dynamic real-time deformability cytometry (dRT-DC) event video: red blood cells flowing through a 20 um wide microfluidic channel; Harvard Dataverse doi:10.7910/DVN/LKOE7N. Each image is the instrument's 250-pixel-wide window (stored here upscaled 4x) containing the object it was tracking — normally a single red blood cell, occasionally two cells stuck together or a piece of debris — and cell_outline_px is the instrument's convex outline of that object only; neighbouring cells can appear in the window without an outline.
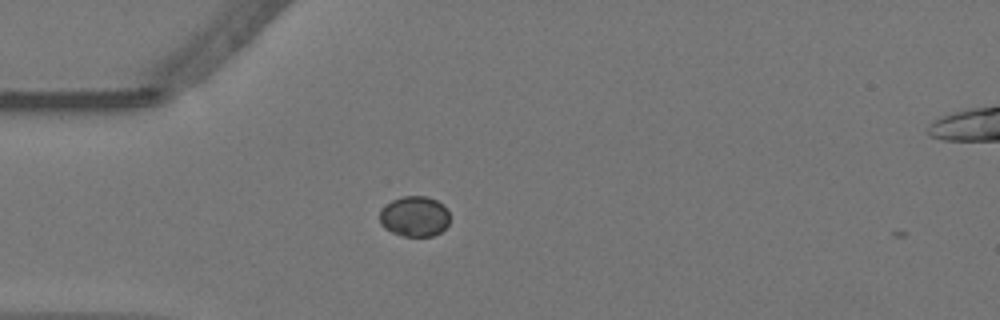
{"species": "Egyptian fruit bat (a non-hibernating species)", "species_latin": "Rousettus aegyptiacus", "temperature_condition": "warm", "stored_images_in_passage": 16, "camera_frame_rate_fps": 3000, "um_per_image_px": 0.085, "animal": {"sex": "female"}, "frame": {"image": 1, "passage_image": 15, "time_ms": 4.667, "image_size_px": [1000, 320], "cell_outline_px": [[448, 224], [440, 232], [432, 236], [404, 236], [392, 232], [384, 228], [380, 224], [380, 212], [392, 200], [404, 196], [428, 196], [444, 204], [448, 212]], "centroid_in_image_um": [35.24, 18.39], "position_along_channel_um": 49.8, "area_um2": 16.42}}